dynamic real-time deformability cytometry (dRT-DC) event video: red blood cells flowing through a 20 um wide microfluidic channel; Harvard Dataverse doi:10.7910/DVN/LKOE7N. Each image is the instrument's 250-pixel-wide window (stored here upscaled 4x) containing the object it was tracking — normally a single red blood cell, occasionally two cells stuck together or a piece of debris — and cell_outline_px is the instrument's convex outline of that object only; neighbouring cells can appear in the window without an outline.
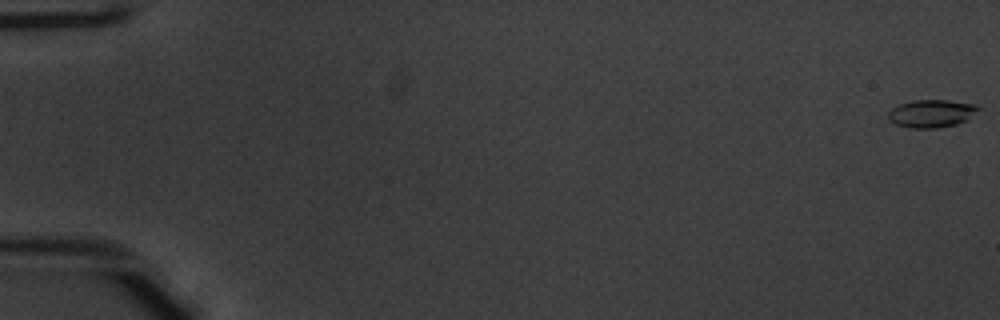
{"species": "common noctule bat (a hibernating species)", "species_latin": "Nyctalus noctula", "temperature_condition": "warm", "stored_images_in_passage": 53, "camera_frame_rate_fps": 3000, "um_per_image_px": 0.085, "animal": {"sex": "male", "body_mass_g": 20.1, "forearm_length_mm": 53.5}, "frame": {"image": 1, "passage_image": 1, "time_ms": 0.0, "image_size_px": [1000, 320], "cell_outline_px": [[980, 108], [968, 120], [956, 124], [936, 128], [912, 128], [896, 124], [888, 120], [888, 112], [892, 108], [900, 104], [912, 100], [948, 100], [976, 104]], "centroid_in_image_um": [79.18, 9.64], "position_along_channel_um": 5.8, "area_um2": 14.62}}
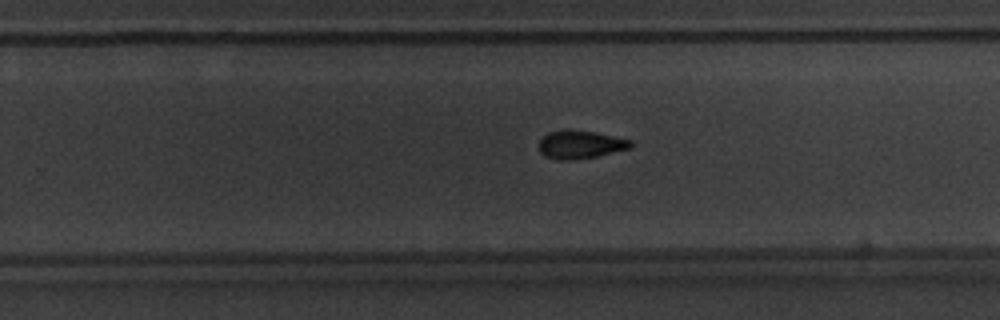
{"frame": {"image": 2, "passage_image": 35, "time_ms": 11.333, "image_size_px": [1000, 320], "cell_outline_px": [[632, 148], [596, 156], [572, 160], [556, 160], [544, 156], [540, 152], [540, 140], [548, 132], [564, 128], [568, 128], [592, 132], [632, 140]], "centroid_in_image_um": [49.3, 12.28], "position_along_channel_um": 280.5, "area_um2": 15.14}}
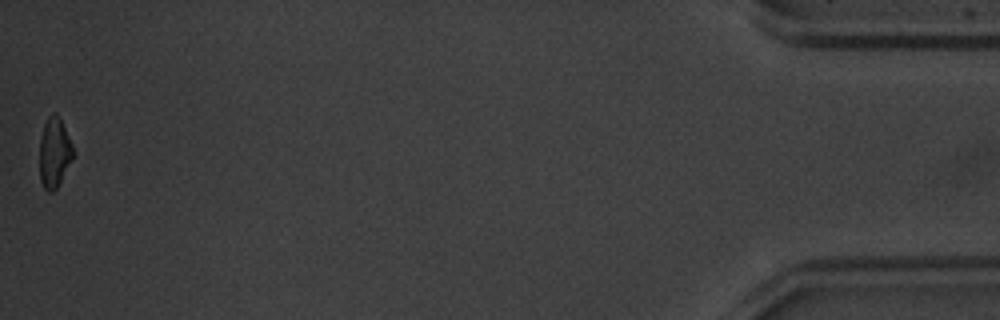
{"frame": {"image": 3, "passage_image": 53, "time_ms": 17.333, "image_size_px": [1000, 320], "cell_outline_px": [[72, 160], [56, 188], [52, 192], [48, 192], [44, 188], [40, 180], [40, 136], [44, 124], [48, 116], [52, 112], [56, 112], [60, 116], [72, 144]], "centroid_in_image_um": [4.6, 12.92], "position_along_channel_um": 430.6, "area_um2": 13.64}, "authors_computed_cell_mechanics": {"area_um2": 14.8546, "velocity_mm_per_s": 3.9691, "shape_relaxation_time_tau1_ms": 3.256, "shape_relaxation_time_tau2_ms": 3.4204, "deformation_change_tau1": 0.1143, "deformation_change_tau2": 0.0936}}